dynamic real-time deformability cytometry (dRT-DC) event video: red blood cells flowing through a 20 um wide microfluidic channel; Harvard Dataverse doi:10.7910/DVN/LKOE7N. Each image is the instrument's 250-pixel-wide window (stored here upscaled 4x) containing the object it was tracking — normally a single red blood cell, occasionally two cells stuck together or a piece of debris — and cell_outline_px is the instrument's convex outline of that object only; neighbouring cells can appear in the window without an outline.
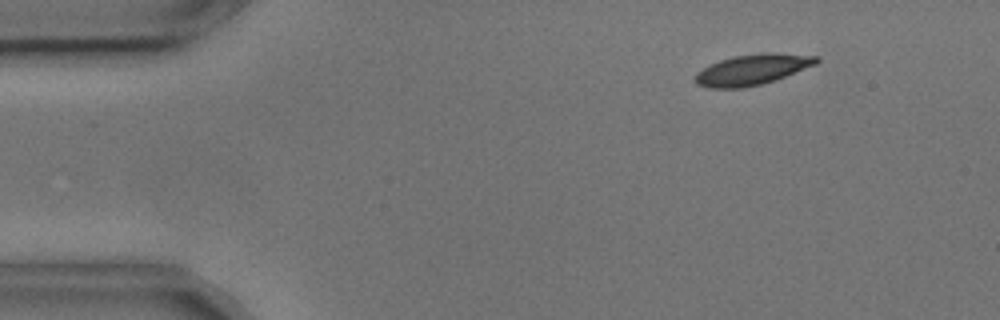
{"species": "common noctule bat (a hibernating species)", "species_latin": "Nyctalus noctula", "temperature_condition": "cold", "stored_images_in_passage": 55, "camera_frame_rate_fps": 3000, "um_per_image_px": 0.085, "animal": {"sex": "male", "body_mass_g": 17.9, "forearm_length_mm": 54.2}, "frame": {"image": 1, "passage_image": 7, "time_ms": 2.0, "image_size_px": [1000, 320], "cell_outline_px": [[820, 60], [816, 64], [776, 80], [744, 88], [708, 88], [696, 84], [696, 72], [720, 60], [732, 56], [760, 52], [772, 52], [816, 56]], "centroid_in_image_um": [63.95, 5.91], "position_along_channel_um": 21.0, "area_um2": 21.62}}
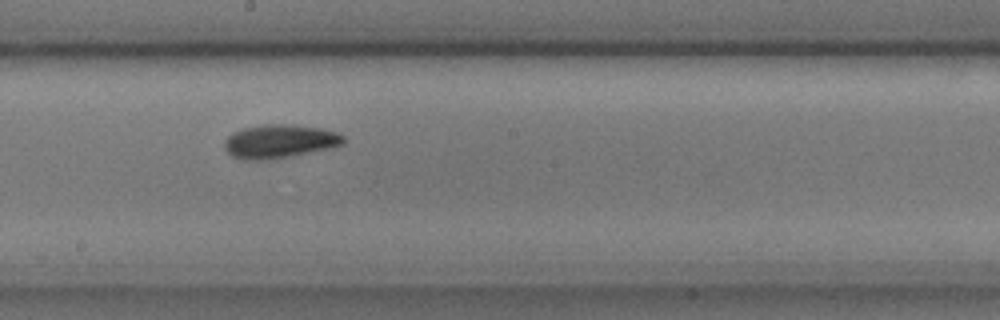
{"frame": {"image": 2, "passage_image": 30, "time_ms": 9.667, "image_size_px": [1000, 320], "cell_outline_px": [[348, 140], [344, 144], [332, 148], [268, 160], [244, 160], [232, 156], [224, 148], [224, 140], [232, 132], [244, 128], [264, 124], [284, 124], [324, 128], [336, 132], [344, 136]], "centroid_in_image_um": [23.79, 12.01], "position_along_channel_um": 224.4, "area_um2": 23.52}}
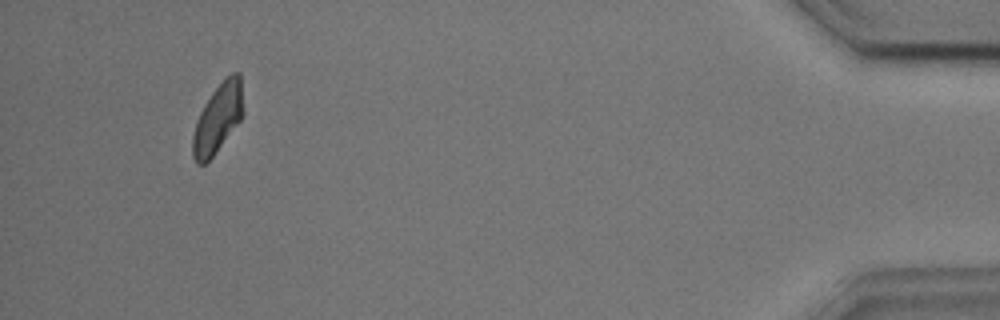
{"frame": {"image": 3, "passage_image": 52, "time_ms": 17.0, "image_size_px": [1000, 320], "cell_outline_px": [[244, 112], [240, 120], [212, 156], [204, 164], [196, 164], [192, 156], [192, 136], [196, 120], [204, 104], [212, 92], [232, 72], [240, 72], [244, 108]], "centroid_in_image_um": [18.51, 10.05], "position_along_channel_um": 416.7, "area_um2": 20.17}, "authors_computed_cell_mechanics": {"area_um2": 21.5016, "velocity_mm_per_s": 3.6053, "shape_relaxation_time_tau1_ms": 2.6463, "shape_relaxation_time_tau2_ms": 5.765, "deformation_change_tau1": 0.0981, "deformation_change_tau2": 0.0999}}